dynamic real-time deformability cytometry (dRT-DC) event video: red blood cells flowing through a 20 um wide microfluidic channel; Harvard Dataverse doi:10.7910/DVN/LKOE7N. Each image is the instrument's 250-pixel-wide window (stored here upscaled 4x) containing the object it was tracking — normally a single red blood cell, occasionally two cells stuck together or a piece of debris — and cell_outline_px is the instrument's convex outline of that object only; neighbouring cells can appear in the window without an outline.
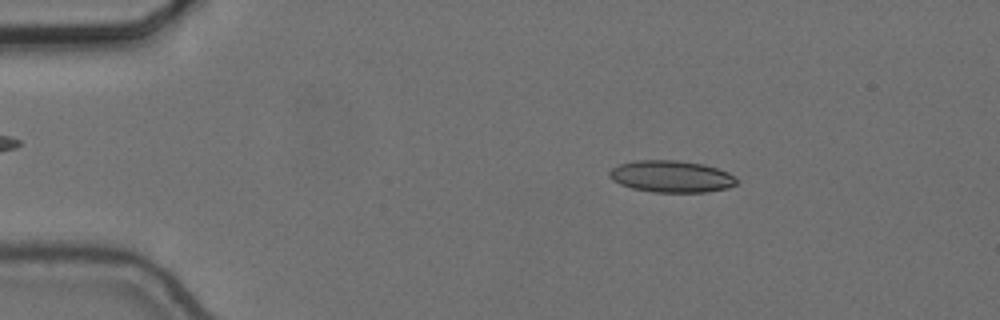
{"species": "common noctule bat (a hibernating species)", "species_latin": "Nyctalus noctula", "temperature_condition": "cold", "stored_images_in_passage": 47, "camera_frame_rate_fps": 3000, "um_per_image_px": 0.085, "animal": {"sex": "female", "body_mass_g": 24.6, "forearm_length_mm": 56.2}, "frame": {"image": 1, "passage_image": 9, "time_ms": 2.667, "image_size_px": [1000, 320], "cell_outline_px": [[740, 180], [736, 184], [728, 188], [704, 192], [652, 192], [632, 188], [620, 184], [612, 180], [608, 176], [608, 172], [612, 168], [620, 164], [636, 160], [676, 160], [704, 164], [728, 172]], "centroid_in_image_um": [57.06, 15.0], "position_along_channel_um": 27.9, "area_um2": 23.7}}
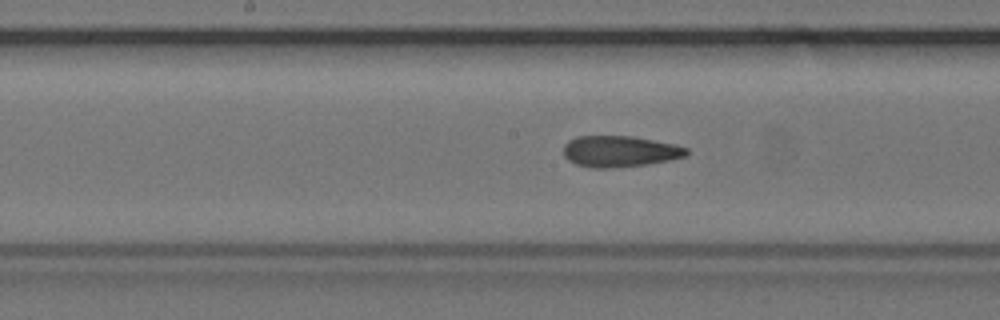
{"frame": {"image": 2, "passage_image": 28, "time_ms": 9.0, "image_size_px": [1000, 320], "cell_outline_px": [[688, 152], [684, 156], [672, 160], [648, 164], [612, 168], [592, 168], [576, 164], [568, 160], [564, 156], [564, 144], [568, 140], [576, 136], [632, 136], [676, 144], [688, 148]], "centroid_in_image_um": [52.67, 12.86], "position_along_channel_um": 195.5, "area_um2": 22.54}}
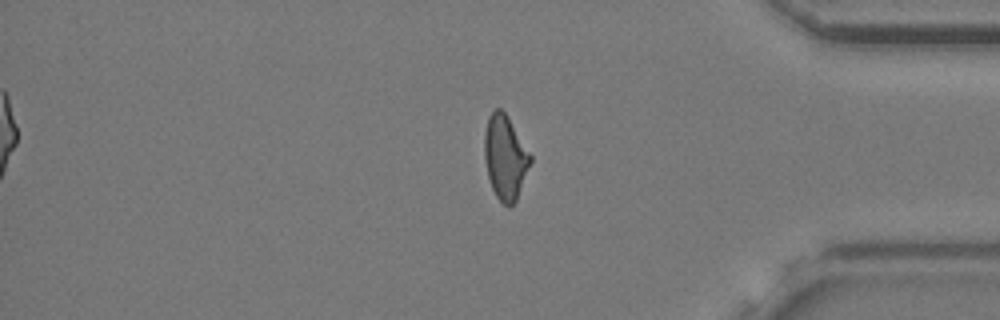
{"frame": {"image": 3, "passage_image": 46, "time_ms": 15.0, "image_size_px": [1000, 320], "cell_outline_px": [[532, 160], [516, 200], [508, 208], [496, 196], [492, 188], [488, 176], [484, 156], [484, 132], [488, 116], [496, 108], [500, 108], [508, 116], [532, 156]], "centroid_in_image_um": [42.93, 13.35], "position_along_channel_um": 392.3, "area_um2": 22.48}, "authors_computed_cell_mechanics": {"area_um2": 22.6576, "velocity_mm_per_s": 3.6684, "shape_relaxation_time_tau1_ms": null, "shape_relaxation_time_tau2_ms": 3.741, "deformation_change_tau1": null, "deformation_change_tau2": 0.1167}}